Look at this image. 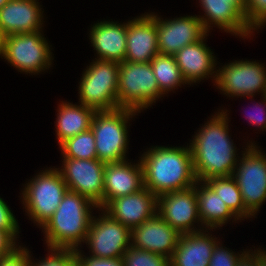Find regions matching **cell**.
Returning a JSON list of instances; mask_svg holds the SVG:
<instances>
[{
  "mask_svg": "<svg viewBox=\"0 0 266 266\" xmlns=\"http://www.w3.org/2000/svg\"><path fill=\"white\" fill-rule=\"evenodd\" d=\"M4 38H5V36L0 31V57L1 58L4 55Z\"/></svg>",
  "mask_w": 266,
  "mask_h": 266,
  "instance_id": "40",
  "label": "cell"
},
{
  "mask_svg": "<svg viewBox=\"0 0 266 266\" xmlns=\"http://www.w3.org/2000/svg\"><path fill=\"white\" fill-rule=\"evenodd\" d=\"M79 104L62 101L58 106L55 132L59 145L66 139L91 128L95 111L81 103Z\"/></svg>",
  "mask_w": 266,
  "mask_h": 266,
  "instance_id": "25",
  "label": "cell"
},
{
  "mask_svg": "<svg viewBox=\"0 0 266 266\" xmlns=\"http://www.w3.org/2000/svg\"><path fill=\"white\" fill-rule=\"evenodd\" d=\"M196 185L198 213L203 228L211 231L222 227L232 217L234 221L240 220L205 181L198 180Z\"/></svg>",
  "mask_w": 266,
  "mask_h": 266,
  "instance_id": "24",
  "label": "cell"
},
{
  "mask_svg": "<svg viewBox=\"0 0 266 266\" xmlns=\"http://www.w3.org/2000/svg\"><path fill=\"white\" fill-rule=\"evenodd\" d=\"M205 182L240 220L252 218V215L245 208L239 186L232 176L212 177Z\"/></svg>",
  "mask_w": 266,
  "mask_h": 266,
  "instance_id": "27",
  "label": "cell"
},
{
  "mask_svg": "<svg viewBox=\"0 0 266 266\" xmlns=\"http://www.w3.org/2000/svg\"><path fill=\"white\" fill-rule=\"evenodd\" d=\"M49 46L41 31L11 34L4 38L3 57L19 72L38 74L53 62Z\"/></svg>",
  "mask_w": 266,
  "mask_h": 266,
  "instance_id": "9",
  "label": "cell"
},
{
  "mask_svg": "<svg viewBox=\"0 0 266 266\" xmlns=\"http://www.w3.org/2000/svg\"><path fill=\"white\" fill-rule=\"evenodd\" d=\"M60 173L68 190L76 192L99 209H103L104 167L105 163L98 159L64 158Z\"/></svg>",
  "mask_w": 266,
  "mask_h": 266,
  "instance_id": "12",
  "label": "cell"
},
{
  "mask_svg": "<svg viewBox=\"0 0 266 266\" xmlns=\"http://www.w3.org/2000/svg\"><path fill=\"white\" fill-rule=\"evenodd\" d=\"M246 147L232 177L239 186L246 210L255 217L266 201V154L253 142H247Z\"/></svg>",
  "mask_w": 266,
  "mask_h": 266,
  "instance_id": "8",
  "label": "cell"
},
{
  "mask_svg": "<svg viewBox=\"0 0 266 266\" xmlns=\"http://www.w3.org/2000/svg\"><path fill=\"white\" fill-rule=\"evenodd\" d=\"M158 197L144 187L111 200L103 210L130 230L157 214Z\"/></svg>",
  "mask_w": 266,
  "mask_h": 266,
  "instance_id": "16",
  "label": "cell"
},
{
  "mask_svg": "<svg viewBox=\"0 0 266 266\" xmlns=\"http://www.w3.org/2000/svg\"><path fill=\"white\" fill-rule=\"evenodd\" d=\"M157 80L160 92L165 95L178 89L182 84H188L183 78L174 55L157 54L150 62Z\"/></svg>",
  "mask_w": 266,
  "mask_h": 266,
  "instance_id": "26",
  "label": "cell"
},
{
  "mask_svg": "<svg viewBox=\"0 0 266 266\" xmlns=\"http://www.w3.org/2000/svg\"><path fill=\"white\" fill-rule=\"evenodd\" d=\"M157 20V44L159 54L175 55L184 46L208 36L198 16H181L162 19L151 13Z\"/></svg>",
  "mask_w": 266,
  "mask_h": 266,
  "instance_id": "14",
  "label": "cell"
},
{
  "mask_svg": "<svg viewBox=\"0 0 266 266\" xmlns=\"http://www.w3.org/2000/svg\"><path fill=\"white\" fill-rule=\"evenodd\" d=\"M263 98V101H264V106L266 107V95H264V96H262ZM262 104L260 103V104H256L255 105V110L256 111H258V112H250V113H248V115L246 116L247 118H248V120H249V122L252 124V125H254V126H257V127H260L259 129L261 130L262 129V131H263V129L264 130H266V109H263L262 107ZM260 109H259V108ZM257 109H259V110H257ZM263 113H264V115H263Z\"/></svg>",
  "mask_w": 266,
  "mask_h": 266,
  "instance_id": "37",
  "label": "cell"
},
{
  "mask_svg": "<svg viewBox=\"0 0 266 266\" xmlns=\"http://www.w3.org/2000/svg\"><path fill=\"white\" fill-rule=\"evenodd\" d=\"M214 85L231 97L266 95V69L256 61L240 60L216 69Z\"/></svg>",
  "mask_w": 266,
  "mask_h": 266,
  "instance_id": "10",
  "label": "cell"
},
{
  "mask_svg": "<svg viewBox=\"0 0 266 266\" xmlns=\"http://www.w3.org/2000/svg\"><path fill=\"white\" fill-rule=\"evenodd\" d=\"M252 251V252H251ZM244 251L242 255L238 259V263L236 266H259L258 262V249L256 251L253 250Z\"/></svg>",
  "mask_w": 266,
  "mask_h": 266,
  "instance_id": "38",
  "label": "cell"
},
{
  "mask_svg": "<svg viewBox=\"0 0 266 266\" xmlns=\"http://www.w3.org/2000/svg\"><path fill=\"white\" fill-rule=\"evenodd\" d=\"M150 62H119L117 98L119 108L137 112L162 97Z\"/></svg>",
  "mask_w": 266,
  "mask_h": 266,
  "instance_id": "6",
  "label": "cell"
},
{
  "mask_svg": "<svg viewBox=\"0 0 266 266\" xmlns=\"http://www.w3.org/2000/svg\"><path fill=\"white\" fill-rule=\"evenodd\" d=\"M180 233L158 213L131 229V246L171 258Z\"/></svg>",
  "mask_w": 266,
  "mask_h": 266,
  "instance_id": "17",
  "label": "cell"
},
{
  "mask_svg": "<svg viewBox=\"0 0 266 266\" xmlns=\"http://www.w3.org/2000/svg\"><path fill=\"white\" fill-rule=\"evenodd\" d=\"M19 232H5L0 229V258L12 252L16 247Z\"/></svg>",
  "mask_w": 266,
  "mask_h": 266,
  "instance_id": "36",
  "label": "cell"
},
{
  "mask_svg": "<svg viewBox=\"0 0 266 266\" xmlns=\"http://www.w3.org/2000/svg\"><path fill=\"white\" fill-rule=\"evenodd\" d=\"M144 187L157 197L193 187L198 181L189 147L155 146L141 156Z\"/></svg>",
  "mask_w": 266,
  "mask_h": 266,
  "instance_id": "2",
  "label": "cell"
},
{
  "mask_svg": "<svg viewBox=\"0 0 266 266\" xmlns=\"http://www.w3.org/2000/svg\"><path fill=\"white\" fill-rule=\"evenodd\" d=\"M205 38L184 46L175 55L176 63L188 84L216 77V58L213 51L206 46ZM211 75V76H209ZM213 75V76H212Z\"/></svg>",
  "mask_w": 266,
  "mask_h": 266,
  "instance_id": "22",
  "label": "cell"
},
{
  "mask_svg": "<svg viewBox=\"0 0 266 266\" xmlns=\"http://www.w3.org/2000/svg\"><path fill=\"white\" fill-rule=\"evenodd\" d=\"M245 18L249 26L254 31L262 28V26H265L266 25V0H246Z\"/></svg>",
  "mask_w": 266,
  "mask_h": 266,
  "instance_id": "31",
  "label": "cell"
},
{
  "mask_svg": "<svg viewBox=\"0 0 266 266\" xmlns=\"http://www.w3.org/2000/svg\"><path fill=\"white\" fill-rule=\"evenodd\" d=\"M206 231L181 234L170 258V266H209L218 241Z\"/></svg>",
  "mask_w": 266,
  "mask_h": 266,
  "instance_id": "23",
  "label": "cell"
},
{
  "mask_svg": "<svg viewBox=\"0 0 266 266\" xmlns=\"http://www.w3.org/2000/svg\"><path fill=\"white\" fill-rule=\"evenodd\" d=\"M89 39L99 60L123 62L126 54L127 23L100 21L91 26Z\"/></svg>",
  "mask_w": 266,
  "mask_h": 266,
  "instance_id": "21",
  "label": "cell"
},
{
  "mask_svg": "<svg viewBox=\"0 0 266 266\" xmlns=\"http://www.w3.org/2000/svg\"><path fill=\"white\" fill-rule=\"evenodd\" d=\"M17 221L10 207L0 197V229L5 232H19Z\"/></svg>",
  "mask_w": 266,
  "mask_h": 266,
  "instance_id": "35",
  "label": "cell"
},
{
  "mask_svg": "<svg viewBox=\"0 0 266 266\" xmlns=\"http://www.w3.org/2000/svg\"><path fill=\"white\" fill-rule=\"evenodd\" d=\"M126 42L124 61L147 63L159 54L157 20L151 13L128 20Z\"/></svg>",
  "mask_w": 266,
  "mask_h": 266,
  "instance_id": "18",
  "label": "cell"
},
{
  "mask_svg": "<svg viewBox=\"0 0 266 266\" xmlns=\"http://www.w3.org/2000/svg\"><path fill=\"white\" fill-rule=\"evenodd\" d=\"M222 244L218 241L213 250L209 266H236L238 259L242 255L239 252L234 253L232 250L229 251V248H223Z\"/></svg>",
  "mask_w": 266,
  "mask_h": 266,
  "instance_id": "32",
  "label": "cell"
},
{
  "mask_svg": "<svg viewBox=\"0 0 266 266\" xmlns=\"http://www.w3.org/2000/svg\"><path fill=\"white\" fill-rule=\"evenodd\" d=\"M59 147L61 148L63 158L97 159L95 136L91 128L66 139Z\"/></svg>",
  "mask_w": 266,
  "mask_h": 266,
  "instance_id": "28",
  "label": "cell"
},
{
  "mask_svg": "<svg viewBox=\"0 0 266 266\" xmlns=\"http://www.w3.org/2000/svg\"><path fill=\"white\" fill-rule=\"evenodd\" d=\"M25 247L18 246L9 254L0 258V266H29L30 254Z\"/></svg>",
  "mask_w": 266,
  "mask_h": 266,
  "instance_id": "33",
  "label": "cell"
},
{
  "mask_svg": "<svg viewBox=\"0 0 266 266\" xmlns=\"http://www.w3.org/2000/svg\"><path fill=\"white\" fill-rule=\"evenodd\" d=\"M9 0H0V9L8 2Z\"/></svg>",
  "mask_w": 266,
  "mask_h": 266,
  "instance_id": "41",
  "label": "cell"
},
{
  "mask_svg": "<svg viewBox=\"0 0 266 266\" xmlns=\"http://www.w3.org/2000/svg\"><path fill=\"white\" fill-rule=\"evenodd\" d=\"M119 62L93 59L79 82V103L95 112L119 108Z\"/></svg>",
  "mask_w": 266,
  "mask_h": 266,
  "instance_id": "5",
  "label": "cell"
},
{
  "mask_svg": "<svg viewBox=\"0 0 266 266\" xmlns=\"http://www.w3.org/2000/svg\"><path fill=\"white\" fill-rule=\"evenodd\" d=\"M98 208L88 198L68 190L57 210L42 226L48 249L76 250L84 243Z\"/></svg>",
  "mask_w": 266,
  "mask_h": 266,
  "instance_id": "3",
  "label": "cell"
},
{
  "mask_svg": "<svg viewBox=\"0 0 266 266\" xmlns=\"http://www.w3.org/2000/svg\"><path fill=\"white\" fill-rule=\"evenodd\" d=\"M226 111L219 110L213 115L196 132L190 143L195 175L199 181L212 177H230L238 163L237 148L228 132L229 118Z\"/></svg>",
  "mask_w": 266,
  "mask_h": 266,
  "instance_id": "1",
  "label": "cell"
},
{
  "mask_svg": "<svg viewBox=\"0 0 266 266\" xmlns=\"http://www.w3.org/2000/svg\"><path fill=\"white\" fill-rule=\"evenodd\" d=\"M245 2L246 0H199L205 16L198 17L207 32L211 25H215L232 35L248 38L254 31L245 18Z\"/></svg>",
  "mask_w": 266,
  "mask_h": 266,
  "instance_id": "15",
  "label": "cell"
},
{
  "mask_svg": "<svg viewBox=\"0 0 266 266\" xmlns=\"http://www.w3.org/2000/svg\"><path fill=\"white\" fill-rule=\"evenodd\" d=\"M59 169L50 167L39 172L22 191L21 202L26 213L40 228L54 214L68 191Z\"/></svg>",
  "mask_w": 266,
  "mask_h": 266,
  "instance_id": "7",
  "label": "cell"
},
{
  "mask_svg": "<svg viewBox=\"0 0 266 266\" xmlns=\"http://www.w3.org/2000/svg\"><path fill=\"white\" fill-rule=\"evenodd\" d=\"M37 0H9L0 9V31L4 36L42 31L43 12Z\"/></svg>",
  "mask_w": 266,
  "mask_h": 266,
  "instance_id": "20",
  "label": "cell"
},
{
  "mask_svg": "<svg viewBox=\"0 0 266 266\" xmlns=\"http://www.w3.org/2000/svg\"><path fill=\"white\" fill-rule=\"evenodd\" d=\"M124 266H170V259L143 249L130 246L123 257Z\"/></svg>",
  "mask_w": 266,
  "mask_h": 266,
  "instance_id": "29",
  "label": "cell"
},
{
  "mask_svg": "<svg viewBox=\"0 0 266 266\" xmlns=\"http://www.w3.org/2000/svg\"><path fill=\"white\" fill-rule=\"evenodd\" d=\"M258 262L259 266H266V251L258 248Z\"/></svg>",
  "mask_w": 266,
  "mask_h": 266,
  "instance_id": "39",
  "label": "cell"
},
{
  "mask_svg": "<svg viewBox=\"0 0 266 266\" xmlns=\"http://www.w3.org/2000/svg\"><path fill=\"white\" fill-rule=\"evenodd\" d=\"M136 113L139 112L127 108L95 112L91 130L95 136L98 160L104 163L127 160V123Z\"/></svg>",
  "mask_w": 266,
  "mask_h": 266,
  "instance_id": "4",
  "label": "cell"
},
{
  "mask_svg": "<svg viewBox=\"0 0 266 266\" xmlns=\"http://www.w3.org/2000/svg\"><path fill=\"white\" fill-rule=\"evenodd\" d=\"M98 218H92L85 243L91 256L99 258H122L131 246V230L112 218L103 209ZM88 243V244H87Z\"/></svg>",
  "mask_w": 266,
  "mask_h": 266,
  "instance_id": "11",
  "label": "cell"
},
{
  "mask_svg": "<svg viewBox=\"0 0 266 266\" xmlns=\"http://www.w3.org/2000/svg\"><path fill=\"white\" fill-rule=\"evenodd\" d=\"M82 250H75L78 260V266H124L122 258H99L89 255H83Z\"/></svg>",
  "mask_w": 266,
  "mask_h": 266,
  "instance_id": "34",
  "label": "cell"
},
{
  "mask_svg": "<svg viewBox=\"0 0 266 266\" xmlns=\"http://www.w3.org/2000/svg\"><path fill=\"white\" fill-rule=\"evenodd\" d=\"M158 215L175 228L180 234L198 232L194 223L201 220L198 213L196 184L181 191L168 192L158 196Z\"/></svg>",
  "mask_w": 266,
  "mask_h": 266,
  "instance_id": "13",
  "label": "cell"
},
{
  "mask_svg": "<svg viewBox=\"0 0 266 266\" xmlns=\"http://www.w3.org/2000/svg\"><path fill=\"white\" fill-rule=\"evenodd\" d=\"M50 253L38 263L32 261L29 266H78L75 250L49 249ZM52 252V253H51Z\"/></svg>",
  "mask_w": 266,
  "mask_h": 266,
  "instance_id": "30",
  "label": "cell"
},
{
  "mask_svg": "<svg viewBox=\"0 0 266 266\" xmlns=\"http://www.w3.org/2000/svg\"><path fill=\"white\" fill-rule=\"evenodd\" d=\"M144 188L141 161L131 164L127 160L105 163L103 208L113 199L136 193Z\"/></svg>",
  "mask_w": 266,
  "mask_h": 266,
  "instance_id": "19",
  "label": "cell"
}]
</instances>
